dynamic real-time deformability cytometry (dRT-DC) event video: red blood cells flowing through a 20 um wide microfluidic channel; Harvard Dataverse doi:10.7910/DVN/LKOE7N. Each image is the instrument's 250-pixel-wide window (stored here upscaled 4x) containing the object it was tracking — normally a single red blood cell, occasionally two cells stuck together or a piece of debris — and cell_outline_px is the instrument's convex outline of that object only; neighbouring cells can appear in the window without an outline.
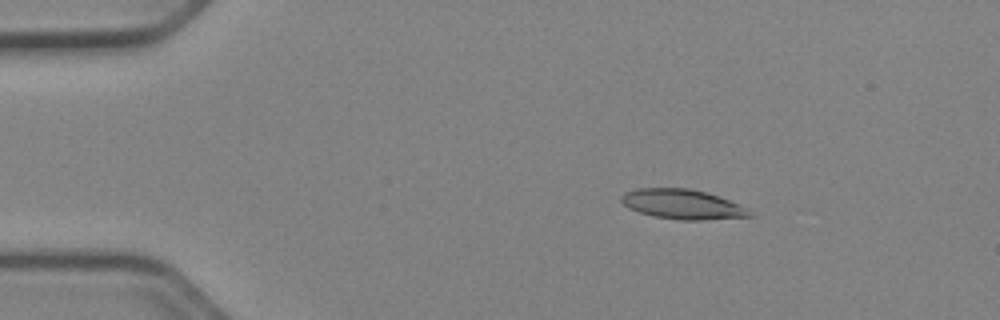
{"species": "Egyptian fruit bat (a non-hibernating species)", "species_latin": "Rousettus aegyptiacus", "temperature_condition": "cold", "stored_images_in_passage": 26, "camera_frame_rate_fps": 3000, "um_per_image_px": 0.085, "animal": {"sex": "female"}, "frame": {"image": 1, "passage_image": 9, "time_ms": 2.667, "image_size_px": [1000, 320], "cell_outline_px": [[756, 216], [700, 220], [680, 220], [652, 216], [628, 208], [620, 200], [620, 196], [624, 192], [636, 188], [688, 188], [704, 192], [728, 200], [748, 208]], "centroid_in_image_um": [57.99, 17.37], "position_along_channel_um": 27.0, "area_um2": 22.25}}
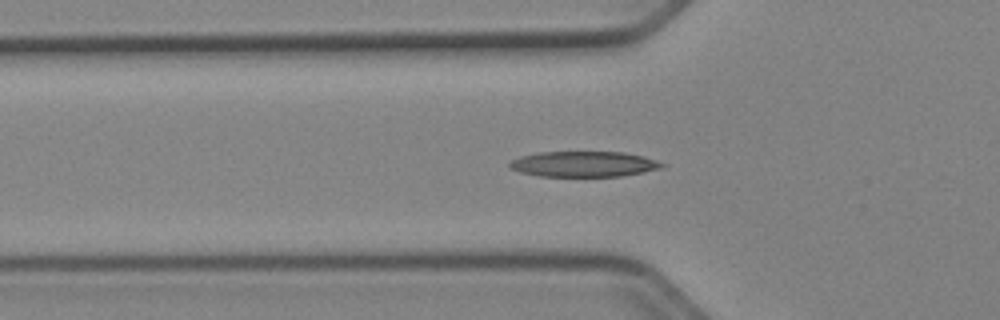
{"frame": {"image": 2, "passage_image": 18, "time_ms": 5.667, "image_size_px": [1000, 320], "cell_outline_px": [[668, 164], [660, 168], [644, 172], [620, 176], [540, 176], [520, 172], [508, 168], [508, 164], [512, 160], [520, 156], [540, 152], [624, 152], [644, 156]], "centroid_in_image_um": [49.62, 13.94], "position_along_channel_um": 76.2, "area_um2": 22.72}}
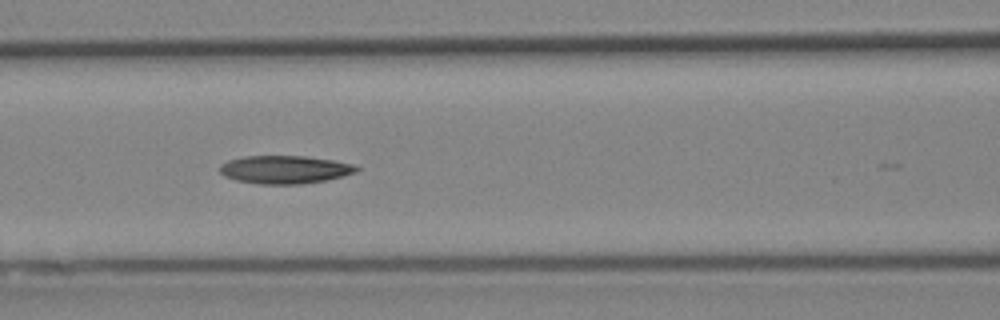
{"frame": {"image": 3, "passage_image": 23, "time_ms": 7.333, "image_size_px": [1000, 320], "cell_outline_px": [[360, 168], [356, 172], [344, 176], [324, 180], [300, 184], [260, 184], [236, 180], [224, 176], [220, 172], [220, 164], [228, 160], [244, 156], [308, 156], [336, 160], [352, 164]], "centroid_in_image_um": [24.21, 14.4], "position_along_channel_um": 142.4, "area_um2": 22.43}}